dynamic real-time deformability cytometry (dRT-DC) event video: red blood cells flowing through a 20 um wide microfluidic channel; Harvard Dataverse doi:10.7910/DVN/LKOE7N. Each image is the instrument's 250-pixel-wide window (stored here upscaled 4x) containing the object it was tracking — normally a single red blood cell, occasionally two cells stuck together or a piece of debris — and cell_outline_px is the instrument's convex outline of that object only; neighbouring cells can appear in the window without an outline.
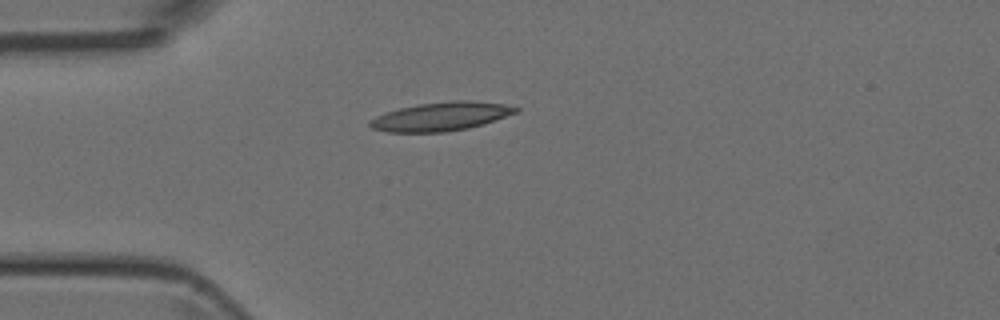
{"species": "Egyptian fruit bat (a non-hibernating species)", "species_latin": "Rousettus aegyptiacus", "temperature_condition": "room temperature", "stored_images_in_passage": 1, "camera_frame_rate_fps": 3000, "um_per_image_px": 0.085, "animal": {"sex": "female"}, "frame": {"image": 1, "passage_image": 1, "time_ms": 0.0, "image_size_px": [1000, 320], "cell_outline_px": [[520, 112], [468, 128], [444, 132], [388, 132], [372, 128], [368, 124], [368, 120], [384, 112], [400, 108], [420, 104], [452, 100], [472, 100], [504, 104], [520, 108]], "centroid_in_image_um": [37.48, 9.89], "position_along_channel_um": 47.5, "area_um2": 24.39}}